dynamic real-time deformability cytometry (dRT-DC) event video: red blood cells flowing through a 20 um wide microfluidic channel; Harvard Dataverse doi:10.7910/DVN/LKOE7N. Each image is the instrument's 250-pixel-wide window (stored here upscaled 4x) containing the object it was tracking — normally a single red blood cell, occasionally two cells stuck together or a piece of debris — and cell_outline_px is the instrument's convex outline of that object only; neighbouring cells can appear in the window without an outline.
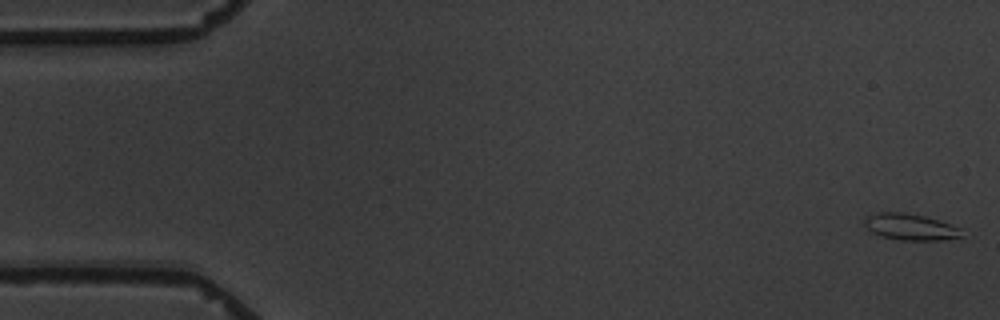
{"species": "common noctule bat (a hibernating species)", "species_latin": "Nyctalus noctula", "temperature_condition": "warm", "stored_images_in_passage": 5, "camera_frame_rate_fps": 3000, "um_per_image_px": 0.085, "animal": {"sex": "male", "body_mass_g": 19.5, "forearm_length_mm": 54.6}, "frame": {"image": 1, "passage_image": 1, "time_ms": 0.0, "image_size_px": [1000, 320], "cell_outline_px": [[960, 236], [940, 240], [900, 240], [880, 236], [868, 232], [864, 224], [864, 220], [868, 216], [880, 212], [904, 212], [924, 216], [960, 228]], "centroid_in_image_um": [77.28, 19.29], "position_along_channel_um": 7.7, "area_um2": 14.74}}